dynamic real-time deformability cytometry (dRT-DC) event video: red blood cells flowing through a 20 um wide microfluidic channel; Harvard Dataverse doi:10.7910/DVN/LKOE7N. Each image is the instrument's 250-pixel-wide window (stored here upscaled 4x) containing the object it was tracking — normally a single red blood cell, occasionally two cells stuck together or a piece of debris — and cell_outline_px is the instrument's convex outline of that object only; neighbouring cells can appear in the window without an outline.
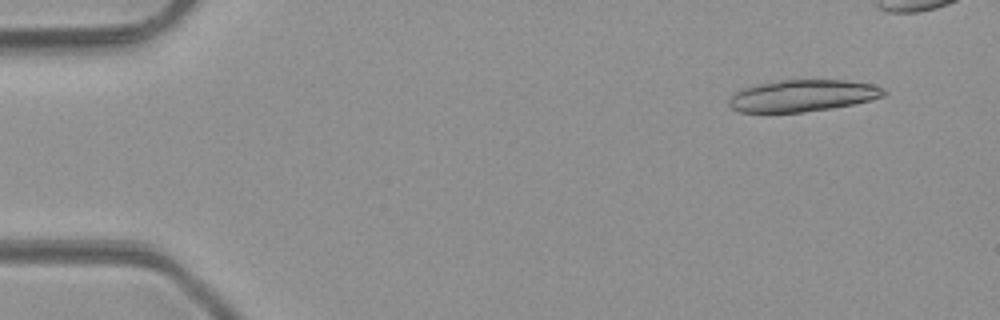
{"species": "common noctule bat (a hibernating species)", "species_latin": "Nyctalus noctula", "temperature_condition": "room temperature", "stored_images_in_passage": 5, "camera_frame_rate_fps": 3000, "um_per_image_px": 0.085, "animal": {"sex": "male", "body_mass_g": 23.1, "forearm_length_mm": 52.7}, "frame": {"image": 1, "passage_image": 1, "time_ms": 0.0, "image_size_px": [1000, 320], "cell_outline_px": [[888, 92], [884, 96], [872, 100], [832, 108], [804, 112], [740, 112], [732, 108], [728, 104], [728, 100], [740, 88], [756, 84], [780, 80], [848, 80], [872, 84], [884, 88]], "centroid_in_image_um": [68.24, 8.12], "position_along_channel_um": 16.8, "area_um2": 28.84}}